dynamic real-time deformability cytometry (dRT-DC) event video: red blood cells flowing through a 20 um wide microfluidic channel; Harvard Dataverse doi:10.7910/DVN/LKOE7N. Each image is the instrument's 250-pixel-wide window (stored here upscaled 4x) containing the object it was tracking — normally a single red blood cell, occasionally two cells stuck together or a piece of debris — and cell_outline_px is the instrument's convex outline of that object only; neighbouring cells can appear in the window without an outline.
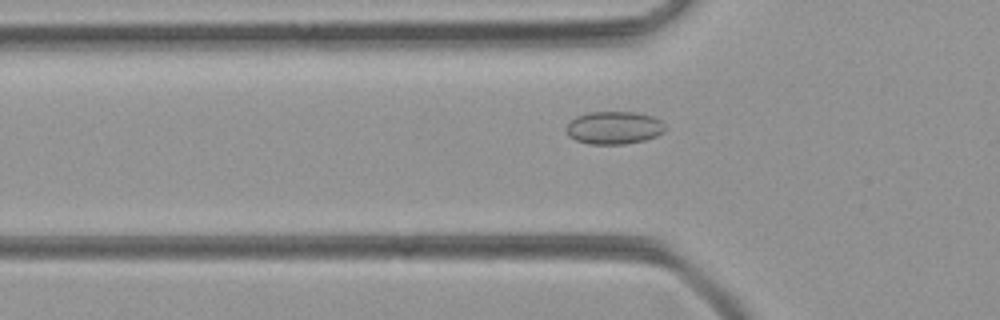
{"species": "common noctule bat (a hibernating species)", "species_latin": "Nyctalus noctula", "temperature_condition": "room temperature", "stored_images_in_passage": 43, "camera_frame_rate_fps": 3000, "um_per_image_px": 0.085, "animal": {"sex": "female", "body_mass_g": 21.9}, "frame": {"image": 1, "passage_image": 10, "time_ms": 3.0, "image_size_px": [1000, 320], "cell_outline_px": [[664, 132], [656, 136], [644, 140], [624, 144], [588, 144], [576, 140], [568, 136], [564, 128], [576, 116], [588, 112], [636, 112], [652, 116], [660, 120], [664, 124]], "centroid_in_image_um": [52.16, 10.86], "position_along_channel_um": 73.6, "area_um2": 18.96}}
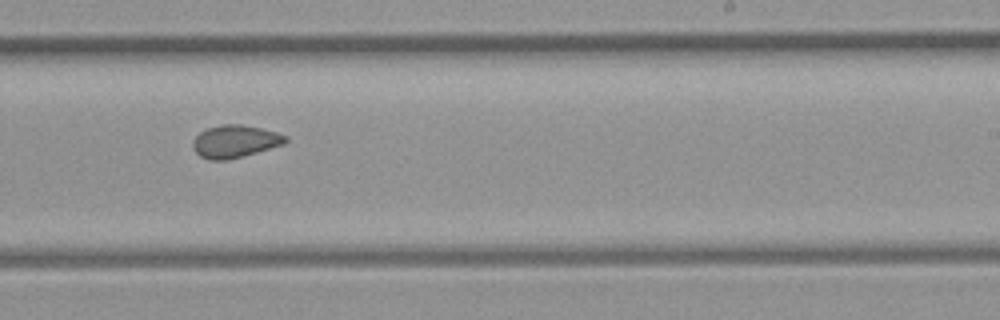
{"frame": {"image": 2, "passage_image": 24, "time_ms": 7.667, "image_size_px": [1000, 320], "cell_outline_px": [[288, 140], [284, 144], [244, 156], [228, 160], [208, 160], [200, 156], [192, 148], [192, 140], [200, 132], [208, 128], [220, 124], [240, 124], [264, 128], [288, 136]], "centroid_in_image_um": [19.97, 12.01], "position_along_channel_um": 269.0, "area_um2": 17.8}}
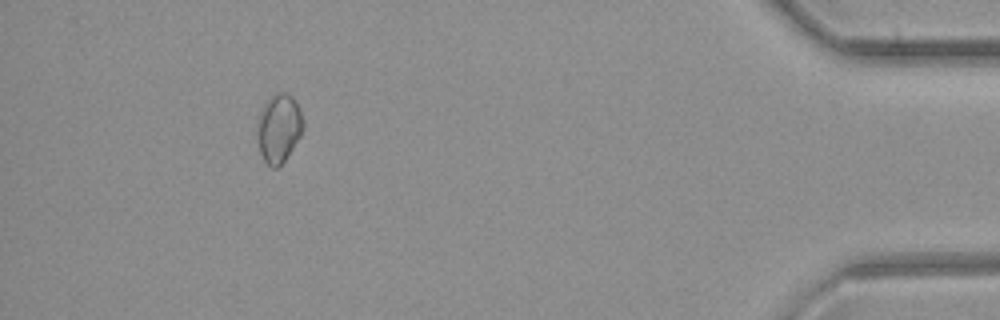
{"frame": {"image": 3, "passage_image": 39, "time_ms": 12.667, "image_size_px": [1000, 320], "cell_outline_px": [[304, 128], [300, 136], [284, 160], [276, 168], [272, 168], [264, 160], [260, 152], [256, 140], [256, 124], [260, 112], [264, 104], [276, 92], [284, 92], [292, 96], [296, 100], [300, 108], [304, 124]], "centroid_in_image_um": [23.68, 10.88], "position_along_channel_um": 411.5, "area_um2": 18.5}}